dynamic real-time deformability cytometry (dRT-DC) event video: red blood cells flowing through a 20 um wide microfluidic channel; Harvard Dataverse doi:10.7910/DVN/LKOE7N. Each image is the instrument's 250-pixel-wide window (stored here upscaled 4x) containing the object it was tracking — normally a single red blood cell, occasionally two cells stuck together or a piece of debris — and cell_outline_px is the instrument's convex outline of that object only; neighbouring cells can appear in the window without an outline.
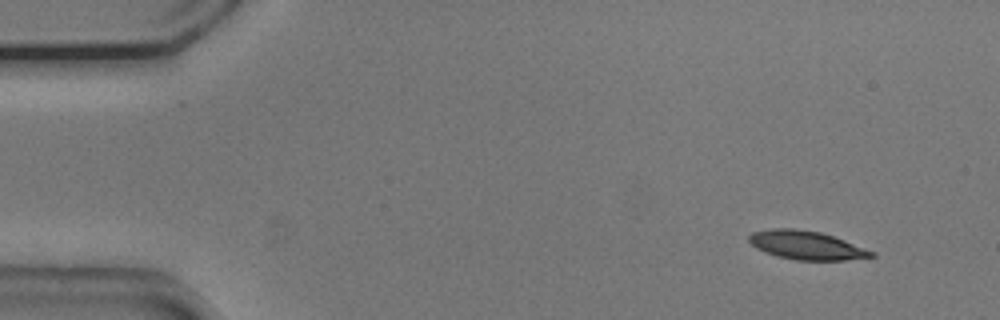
{"species": "common noctule bat (a hibernating species)", "species_latin": "Nyctalus noctula", "temperature_condition": "cold", "stored_images_in_passage": 8, "camera_frame_rate_fps": 3000, "um_per_image_px": 0.085, "animal": {"sex": "male", "body_mass_g": 20.5, "forearm_length_mm": 52.5}, "frame": {"image": 1, "passage_image": 1, "time_ms": 0.0, "image_size_px": [1000, 320], "cell_outline_px": [[876, 256], [844, 260], [796, 260], [776, 256], [756, 248], [748, 240], [748, 236], [752, 232], [772, 228], [792, 228], [820, 232], [844, 240], [876, 252]], "centroid_in_image_um": [68.53, 20.84], "position_along_channel_um": 16.5, "area_um2": 20.35}}